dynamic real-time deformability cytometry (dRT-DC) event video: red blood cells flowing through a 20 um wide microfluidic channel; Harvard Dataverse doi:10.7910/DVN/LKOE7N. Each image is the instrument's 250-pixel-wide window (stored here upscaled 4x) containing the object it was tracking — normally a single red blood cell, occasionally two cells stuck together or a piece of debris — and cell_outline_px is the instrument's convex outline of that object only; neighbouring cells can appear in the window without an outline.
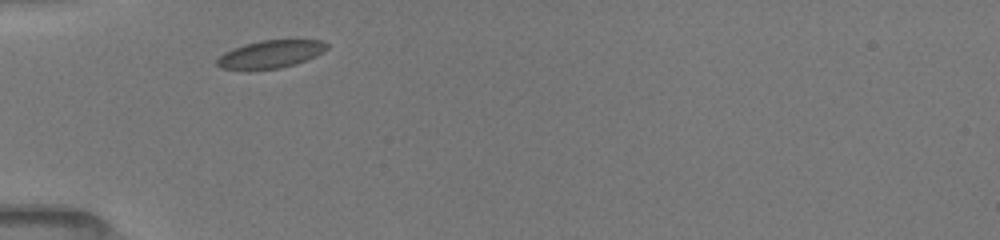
{"species": "common noctule bat (a hibernating species)", "species_latin": "Nyctalus noctula", "temperature_condition": "room temperature", "stored_images_in_passage": 2, "camera_frame_rate_fps": 3000, "um_per_image_px": 0.085, "animal": {"sex": "female", "body_mass_g": 19.5, "forearm_length_mm": 54.1}, "frame": {"image": 1, "passage_image": 1, "time_ms": 0.0, "image_size_px": [1000, 240], "cell_outline_px": [[328, 48], [324, 52], [316, 56], [296, 64], [280, 68], [248, 72], [220, 68], [216, 64], [216, 60], [224, 52], [232, 48], [244, 44], [260, 40], [320, 40], [328, 44]], "centroid_in_image_um": [22.94, 4.64], "position_along_channel_um": 62.1, "area_um2": 18.38}}
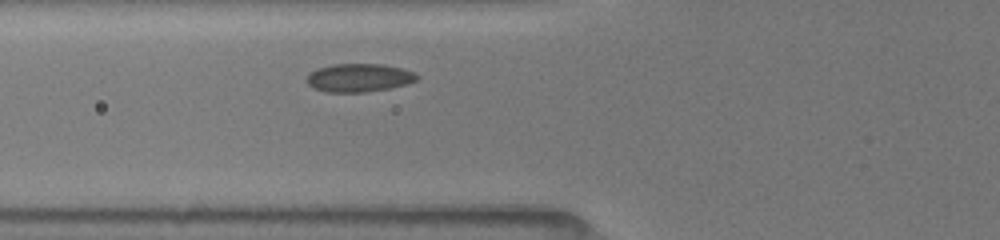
{"frame": {"image": 2, "passage_image": 2, "time_ms": 1.0, "image_size_px": [1000, 240], "cell_outline_px": [[416, 80], [408, 84], [368, 92], [324, 92], [308, 84], [308, 72], [316, 68], [332, 64], [380, 64], [400, 68], [416, 72]], "centroid_in_image_um": [30.49, 6.6], "position_along_channel_um": 95.3, "area_um2": 18.09}}